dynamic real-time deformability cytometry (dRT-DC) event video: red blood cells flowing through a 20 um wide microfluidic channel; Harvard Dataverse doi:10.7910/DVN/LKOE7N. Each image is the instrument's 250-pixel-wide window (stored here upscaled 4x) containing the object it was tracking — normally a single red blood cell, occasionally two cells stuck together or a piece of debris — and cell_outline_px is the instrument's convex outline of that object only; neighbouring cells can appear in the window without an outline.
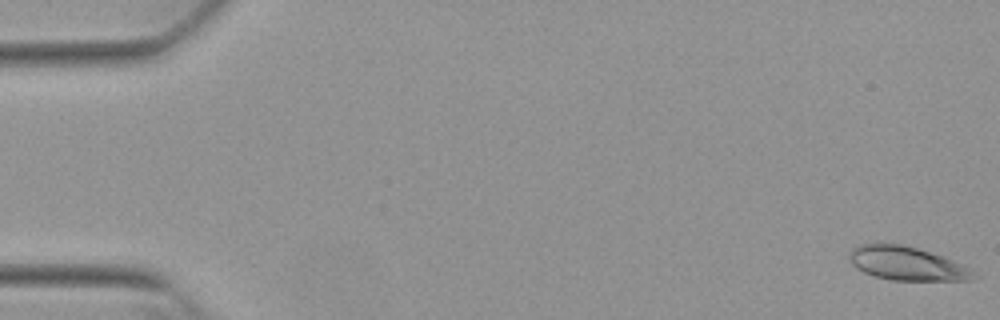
{"species": "Egyptian fruit bat (a non-hibernating species)", "species_latin": "Rousettus aegyptiacus", "temperature_condition": "warm", "stored_images_in_passage": 53, "camera_frame_rate_fps": 3000, "um_per_image_px": 0.085, "animal": {"sex": "female"}, "frame": {"image": 1, "passage_image": 1, "time_ms": 0.0, "image_size_px": [1000, 320], "cell_outline_px": [[968, 276], [964, 280], [892, 280], [876, 276], [864, 272], [856, 268], [852, 264], [852, 248], [860, 244], [880, 240], [904, 244], [944, 256], [964, 264], [968, 272]], "centroid_in_image_um": [76.95, 22.33], "position_along_channel_um": 8.1, "area_um2": 24.16}}
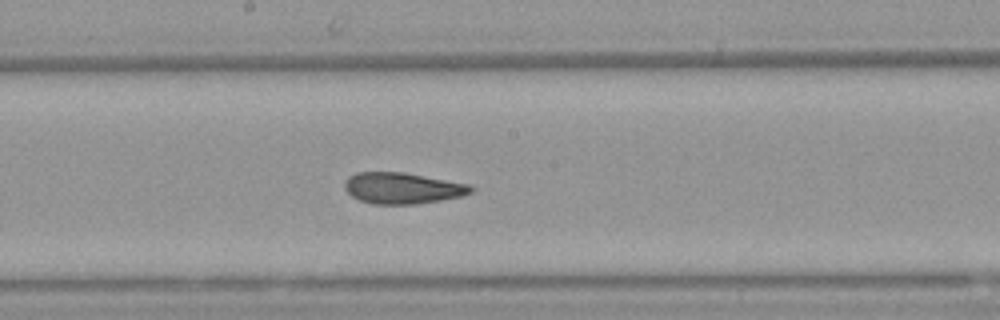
{"frame": {"image": 2, "passage_image": 29, "time_ms": 9.333, "image_size_px": [1000, 320], "cell_outline_px": [[476, 188], [472, 192], [460, 196], [440, 200], [412, 204], [372, 204], [360, 200], [352, 196], [344, 188], [344, 180], [348, 176], [356, 172], [404, 172], [472, 184]], "centroid_in_image_um": [34.22, 15.98], "position_along_channel_um": 214.0, "area_um2": 23.12}}
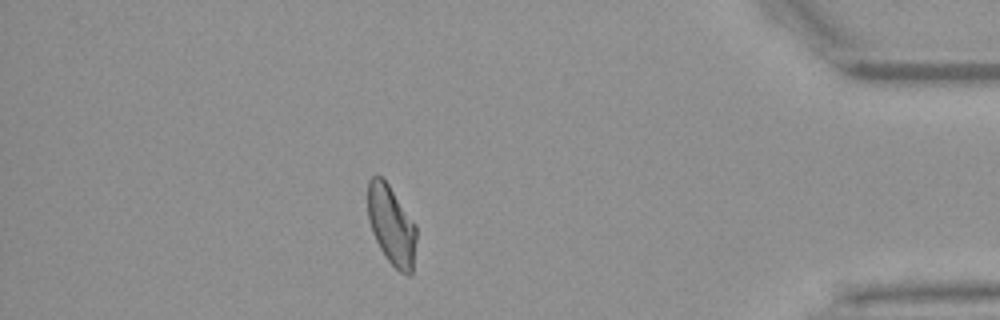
{"frame": {"image": 3, "passage_image": 47, "time_ms": 15.333, "image_size_px": [1000, 320], "cell_outline_px": [[416, 240], [412, 276], [408, 276], [400, 272], [388, 260], [380, 248], [372, 232], [368, 216], [368, 180], [372, 176], [380, 176], [388, 184], [416, 224]], "centroid_in_image_um": [33.29, 19.17], "position_along_channel_um": 401.9, "area_um2": 22.37}, "authors_computed_cell_mechanics": {"area_um2": 23.3512, "velocity_mm_per_s": 3.8336, "shape_relaxation_time_tau1_ms": null, "shape_relaxation_time_tau2_ms": 1.9191, "deformation_change_tau1": null, "deformation_change_tau2": 0.0908}}